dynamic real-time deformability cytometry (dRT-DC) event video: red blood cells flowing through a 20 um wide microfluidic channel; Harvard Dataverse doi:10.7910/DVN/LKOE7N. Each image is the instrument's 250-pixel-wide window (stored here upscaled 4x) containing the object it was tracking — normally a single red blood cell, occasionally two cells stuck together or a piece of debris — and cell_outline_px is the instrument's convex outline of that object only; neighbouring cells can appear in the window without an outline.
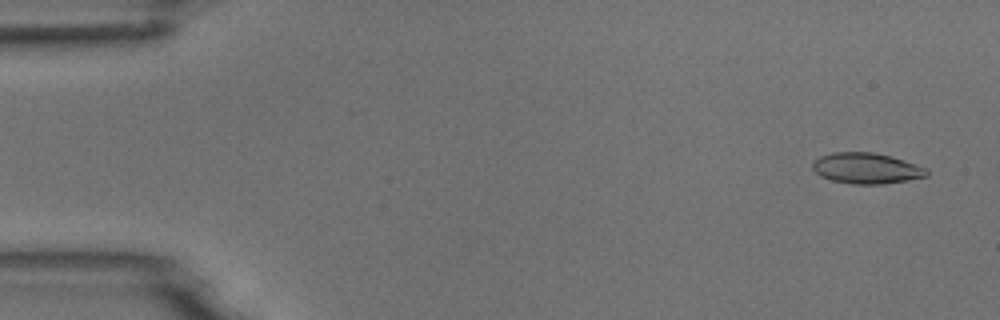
{"species": "common noctule bat (a hibernating species)", "species_latin": "Nyctalus noctula", "temperature_condition": "room temperature", "stored_images_in_passage": 54, "camera_frame_rate_fps": 3000, "um_per_image_px": 0.085, "animal": {"sex": "male", "body_mass_g": 18.8}, "frame": {"image": 1, "passage_image": 3, "time_ms": 0.667, "image_size_px": [1000, 320], "cell_outline_px": [[928, 176], [908, 180], [884, 184], [852, 184], [832, 180], [820, 176], [812, 168], [812, 160], [820, 156], [832, 152], [872, 152], [892, 156], [928, 168]], "centroid_in_image_um": [73.65, 14.3], "position_along_channel_um": 11.4, "area_um2": 20.69}}
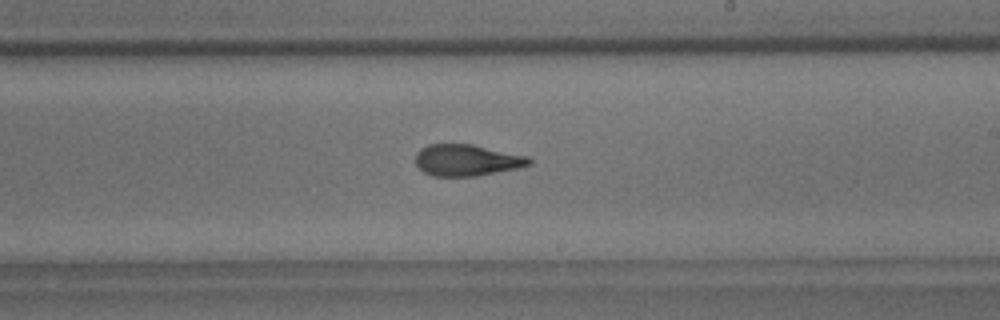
{"frame": {"image": 2, "passage_image": 32, "time_ms": 10.333, "image_size_px": [1000, 320], "cell_outline_px": [[532, 164], [520, 168], [476, 176], [432, 176], [424, 172], [416, 164], [416, 152], [420, 148], [428, 144], [472, 144], [528, 156], [532, 160]], "centroid_in_image_um": [39.69, 13.61], "position_along_channel_um": 249.3, "area_um2": 20.98}}
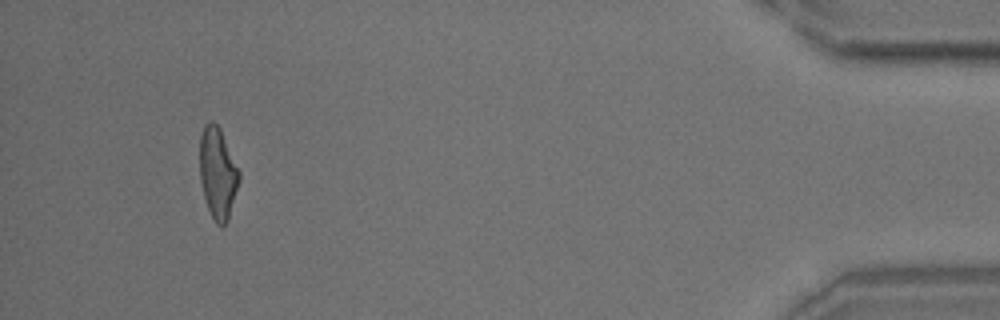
{"frame": {"image": 3, "passage_image": 51, "time_ms": 16.667, "image_size_px": [1000, 320], "cell_outline_px": [[240, 180], [228, 220], [220, 228], [216, 224], [208, 208], [204, 196], [200, 180], [200, 136], [204, 124], [212, 120], [220, 128], [240, 172]], "centroid_in_image_um": [18.51, 14.71], "position_along_channel_um": 416.7, "area_um2": 20.92}, "authors_computed_cell_mechanics": {"area_um2": 21.0392, "velocity_mm_per_s": 3.7337, "shape_relaxation_time_tau1_ms": 6.9674, "shape_relaxation_time_tau2_ms": 2.2664, "deformation_change_tau1": 0.2052, "deformation_change_tau2": 0.1102}}